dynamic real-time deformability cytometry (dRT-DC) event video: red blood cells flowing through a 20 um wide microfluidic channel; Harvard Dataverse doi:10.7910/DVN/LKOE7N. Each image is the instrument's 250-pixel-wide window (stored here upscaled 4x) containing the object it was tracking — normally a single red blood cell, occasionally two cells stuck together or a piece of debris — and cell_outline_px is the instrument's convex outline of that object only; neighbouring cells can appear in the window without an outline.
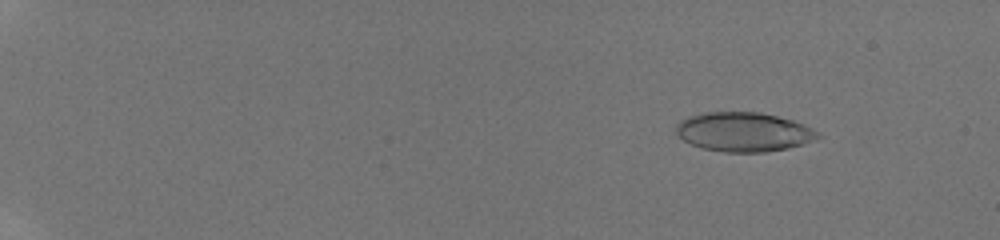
{"species": "human", "species_latin": "Homo sapiens", "temperature_condition": "room temperature", "stored_images_in_passage": 30, "camera_frame_rate_fps": 3000, "um_per_image_px": 0.085, "donor": {"sex": "male"}, "frame": {"image": 1, "passage_image": 12, "time_ms": 2.333, "image_size_px": [1000, 240], "cell_outline_px": [[824, 136], [816, 140], [788, 148], [764, 152], [724, 152], [700, 148], [684, 140], [676, 132], [676, 124], [680, 120], [688, 116], [704, 112], [760, 112], [792, 120], [804, 124], [820, 132]], "centroid_in_image_um": [63.24, 11.21], "position_along_channel_um": 21.8, "area_um2": 32.66}}
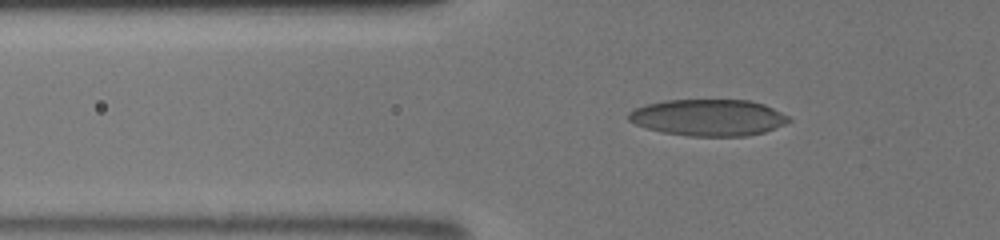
{"frame": {"image": 2, "passage_image": 25, "time_ms": 7.0, "image_size_px": [1000, 240], "cell_outline_px": [[792, 120], [784, 124], [764, 132], [744, 136], [688, 136], [664, 132], [648, 128], [636, 124], [628, 120], [628, 112], [636, 108], [648, 104], [664, 100], [748, 100], [764, 104], [788, 116]], "centroid_in_image_um": [60.21, 9.99], "position_along_channel_um": 65.6, "area_um2": 33.87}}
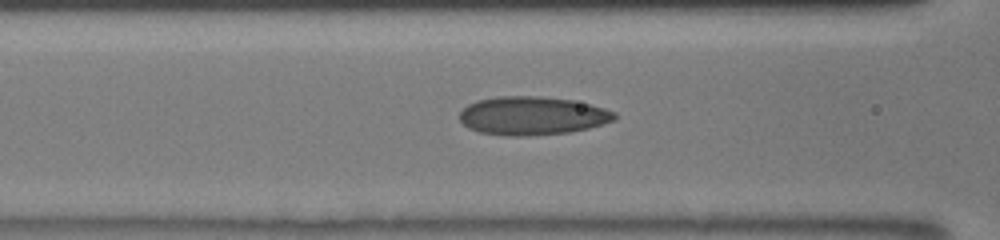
{"frame": {"image": 3, "passage_image": 29, "time_ms": 8.667, "image_size_px": [1000, 240], "cell_outline_px": [[616, 120], [588, 128], [568, 132], [524, 136], [504, 136], [480, 132], [468, 128], [460, 120], [460, 112], [468, 104], [476, 100], [500, 96], [540, 96], [572, 100], [604, 108], [616, 112]], "centroid_in_image_um": [45.23, 9.84], "position_along_channel_um": 121.4, "area_um2": 34.68}}